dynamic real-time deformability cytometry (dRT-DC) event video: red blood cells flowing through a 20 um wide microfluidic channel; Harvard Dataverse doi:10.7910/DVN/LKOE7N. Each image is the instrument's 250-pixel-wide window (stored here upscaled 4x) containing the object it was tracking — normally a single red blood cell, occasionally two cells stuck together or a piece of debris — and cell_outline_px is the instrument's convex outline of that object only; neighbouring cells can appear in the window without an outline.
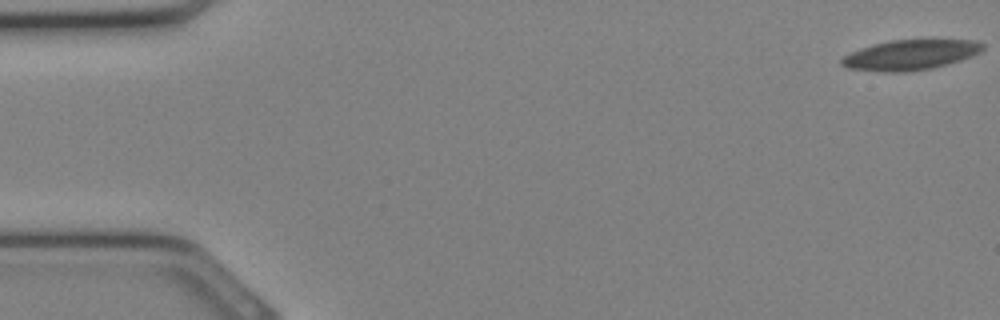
{"species": "Egyptian fruit bat (a non-hibernating species)", "species_latin": "Rousettus aegyptiacus", "temperature_condition": "cold", "stored_images_in_passage": 5, "camera_frame_rate_fps": 3000, "um_per_image_px": 0.085, "animal": {"sex": "female"}, "frame": {"image": 1, "passage_image": 1, "time_ms": 0.0, "image_size_px": [1000, 320], "cell_outline_px": [[984, 48], [980, 52], [972, 56], [960, 60], [932, 68], [908, 72], [884, 72], [848, 68], [840, 64], [840, 60], [844, 56], [852, 52], [872, 44], [892, 40], [972, 40], [984, 44]], "centroid_in_image_um": [77.37, 4.67], "position_along_channel_um": 7.6, "area_um2": 24.62}}